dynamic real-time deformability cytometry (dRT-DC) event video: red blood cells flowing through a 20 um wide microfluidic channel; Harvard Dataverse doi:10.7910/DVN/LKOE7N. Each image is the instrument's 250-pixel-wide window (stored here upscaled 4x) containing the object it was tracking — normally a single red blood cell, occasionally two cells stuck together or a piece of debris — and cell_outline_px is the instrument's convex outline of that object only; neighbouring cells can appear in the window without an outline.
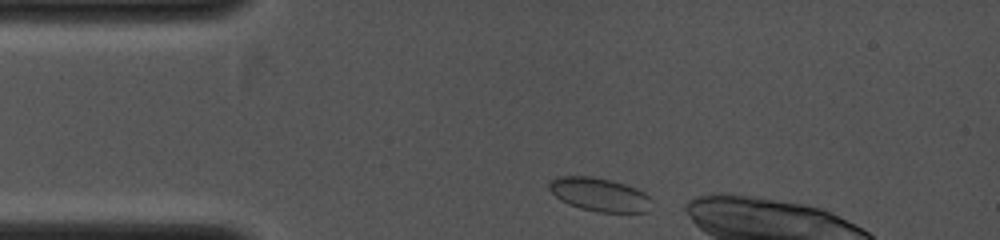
{"species": "common noctule bat (a hibernating species)", "species_latin": "Nyctalus noctula", "temperature_condition": "cold", "stored_images_in_passage": 10, "camera_frame_rate_fps": 4000, "um_per_image_px": 0.085, "animal": {"sex": "female", "body_mass_g": 19.0, "forearm_length_mm": 53.3}, "frame": {"image": 1, "passage_image": 1, "time_ms": 0.0, "image_size_px": [1000, 240], "cell_outline_px": [[648, 200], [644, 212], [600, 212], [580, 208], [568, 204], [560, 200], [548, 188], [548, 184], [552, 180], [560, 176], [592, 176], [624, 184], [636, 188], [644, 192], [648, 196]], "centroid_in_image_um": [50.87, 16.52], "position_along_channel_um": 34.1, "area_um2": 19.48}}
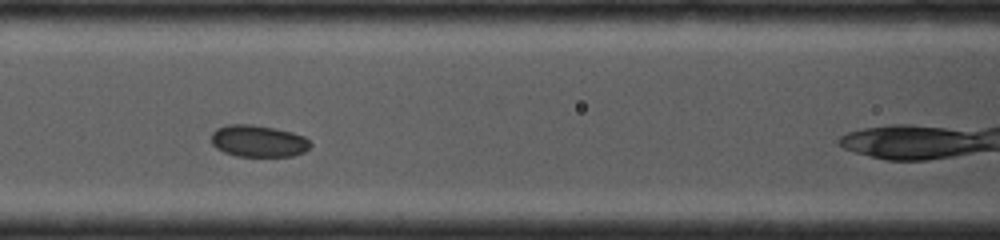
{"frame": {"image": 2, "passage_image": 6, "time_ms": 2.75, "image_size_px": [1000, 240], "cell_outline_px": [[312, 144], [304, 152], [292, 156], [236, 156], [224, 152], [216, 148], [212, 144], [212, 132], [216, 128], [228, 124], [252, 124], [292, 132], [304, 136]], "centroid_in_image_um": [21.94, 11.99], "position_along_channel_um": 144.7, "area_um2": 18.38}}
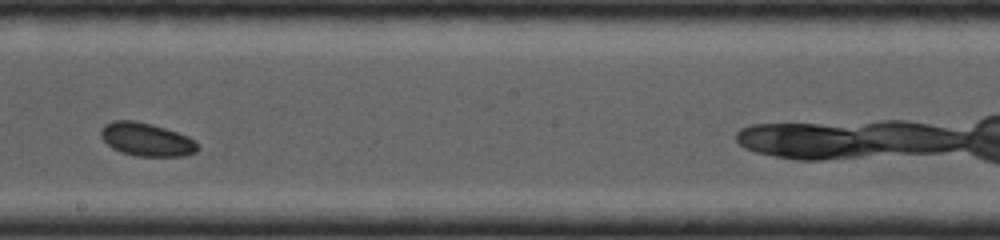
{"frame": {"image": 3, "passage_image": 9, "time_ms": 4.5, "image_size_px": [1000, 240], "cell_outline_px": [[200, 148], [196, 152], [184, 156], [136, 156], [120, 152], [112, 148], [100, 136], [100, 128], [104, 124], [112, 120], [132, 120], [152, 124], [188, 136]], "centroid_in_image_um": [12.41, 11.85], "position_along_channel_um": 235.8, "area_um2": 18.79}}